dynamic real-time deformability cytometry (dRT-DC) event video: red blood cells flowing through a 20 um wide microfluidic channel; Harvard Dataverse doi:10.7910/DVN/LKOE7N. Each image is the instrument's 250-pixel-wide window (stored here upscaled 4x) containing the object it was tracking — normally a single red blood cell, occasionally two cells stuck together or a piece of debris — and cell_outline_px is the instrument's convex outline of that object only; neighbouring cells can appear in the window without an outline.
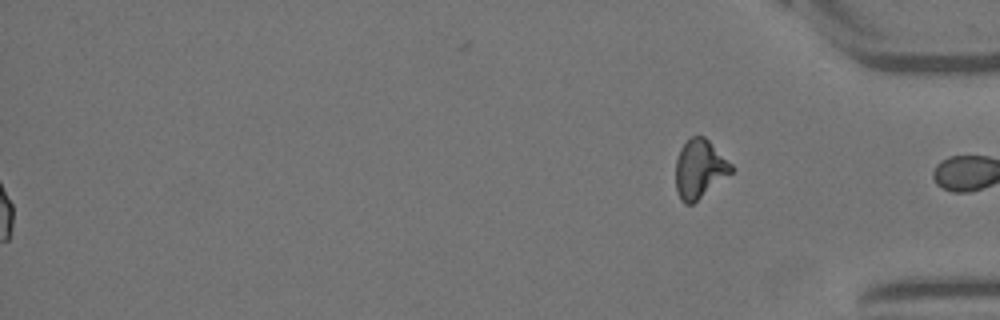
{"species": "Egyptian fruit bat (a non-hibernating species)", "species_latin": "Rousettus aegyptiacus", "temperature_condition": "warm", "stored_images_in_passage": 15, "segment_of_instrument_passage": [2, 2], "camera_frame_rate_fps": 3000, "um_per_image_px": 0.085, "animal": {"sex": "female"}, "frame": {"image": 1, "passage_image": 15, "time_ms": 4.667, "image_size_px": [1000, 320], "cell_outline_px": [[732, 172], [692, 204], [684, 204], [680, 200], [676, 188], [676, 160], [680, 148], [692, 136], [704, 136], [732, 164]], "centroid_in_image_um": [59.44, 14.36], "position_along_channel_um": 375.8, "area_um2": 18.67}}